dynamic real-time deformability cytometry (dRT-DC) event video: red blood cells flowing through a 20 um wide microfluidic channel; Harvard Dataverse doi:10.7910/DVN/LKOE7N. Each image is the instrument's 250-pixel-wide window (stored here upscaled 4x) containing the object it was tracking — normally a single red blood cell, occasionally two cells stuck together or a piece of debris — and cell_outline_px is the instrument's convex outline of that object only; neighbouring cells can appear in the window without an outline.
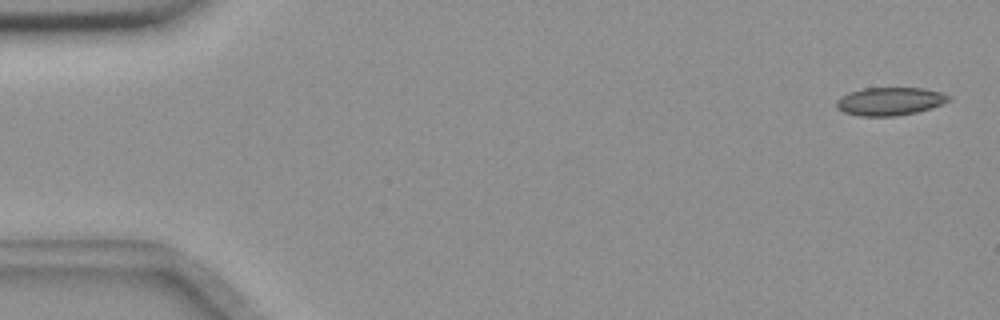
{"species": "common noctule bat (a hibernating species)", "species_latin": "Nyctalus noctula", "temperature_condition": "room temperature", "stored_images_in_passage": 56, "camera_frame_rate_fps": 3000, "um_per_image_px": 0.085, "animal": {"sex": "female", "body_mass_g": 18.4}, "frame": {"image": 1, "passage_image": 2, "time_ms": 0.333, "image_size_px": [1000, 320], "cell_outline_px": [[952, 100], [944, 104], [932, 108], [916, 112], [896, 116], [860, 116], [844, 112], [836, 108], [836, 100], [840, 96], [848, 92], [864, 88], [924, 88], [940, 92], [952, 96]], "centroid_in_image_um": [75.66, 8.61], "position_along_channel_um": 9.3, "area_um2": 18.61}}
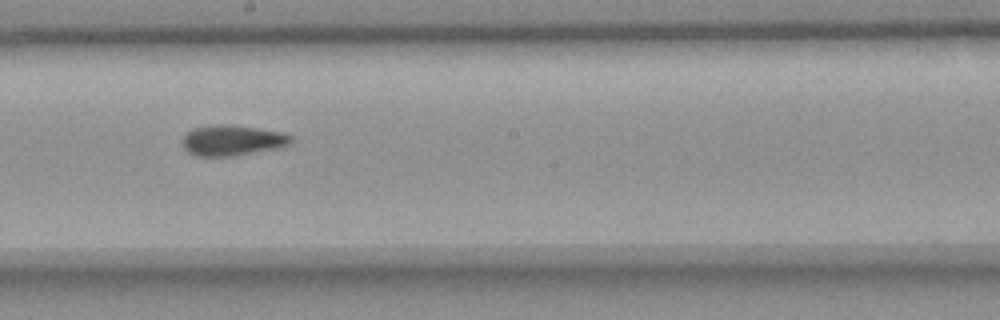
{"frame": {"image": 2, "passage_image": 31, "time_ms": 10.0, "image_size_px": [1000, 320], "cell_outline_px": [[292, 140], [288, 144], [276, 148], [232, 156], [196, 156], [188, 152], [184, 148], [184, 136], [192, 128], [216, 124], [228, 124], [284, 132], [292, 136]], "centroid_in_image_um": [19.74, 11.92], "position_along_channel_um": 228.5, "area_um2": 19.13}}
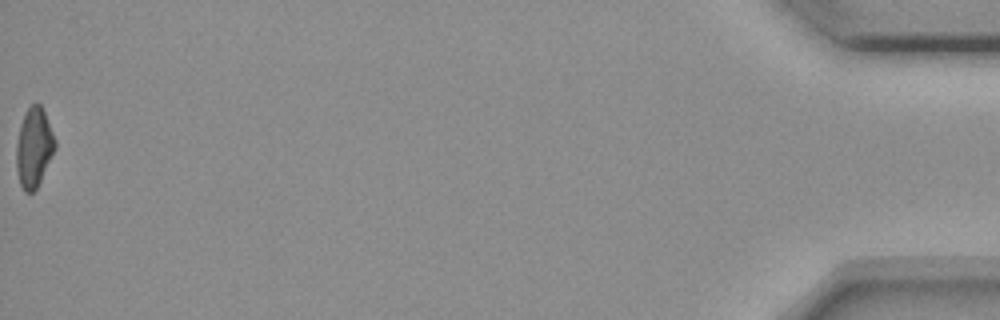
{"frame": {"image": 3, "passage_image": 56, "time_ms": 18.333, "image_size_px": [1000, 320], "cell_outline_px": [[56, 148], [36, 188], [32, 192], [24, 192], [20, 184], [16, 168], [16, 144], [20, 124], [28, 108], [32, 104], [40, 104], [44, 112], [56, 140]], "centroid_in_image_um": [2.87, 12.55], "position_along_channel_um": 432.3, "area_um2": 17.69}, "authors_computed_cell_mechanics": {"area_um2": 18.7272, "velocity_mm_per_s": 3.6547, "shape_relaxation_time_tau1_ms": null, "shape_relaxation_time_tau2_ms": 2.1834, "deformation_change_tau1": null, "deformation_change_tau2": 0.0784}}